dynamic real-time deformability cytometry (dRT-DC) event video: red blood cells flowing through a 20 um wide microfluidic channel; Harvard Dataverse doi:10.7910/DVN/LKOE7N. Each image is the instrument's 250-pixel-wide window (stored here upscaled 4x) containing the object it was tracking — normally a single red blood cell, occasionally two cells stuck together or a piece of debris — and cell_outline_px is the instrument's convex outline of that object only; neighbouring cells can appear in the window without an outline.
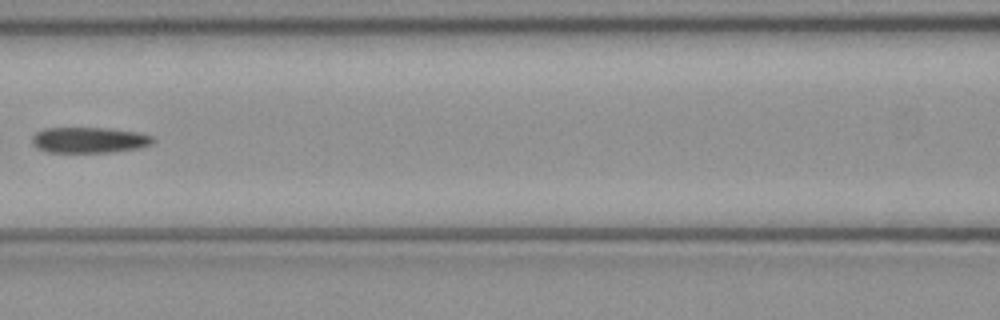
{"species": "common noctule bat (a hibernating species)", "species_latin": "Nyctalus noctula", "temperature_condition": "cold", "stored_images_in_passage": 8, "camera_frame_rate_fps": 3000, "um_per_image_px": 0.085, "animal": {"sex": "female", "body_mass_g": 21.9}, "frame": {"image": 1, "passage_image": 7, "time_ms": 2.0, "image_size_px": [1000, 320], "cell_outline_px": [[156, 140], [152, 144], [140, 148], [112, 152], [48, 152], [36, 148], [32, 144], [32, 136], [36, 132], [44, 128], [108, 128], [140, 132], [152, 136]], "centroid_in_image_um": [7.6, 11.9], "position_along_channel_um": 159.0, "area_um2": 18.38}}
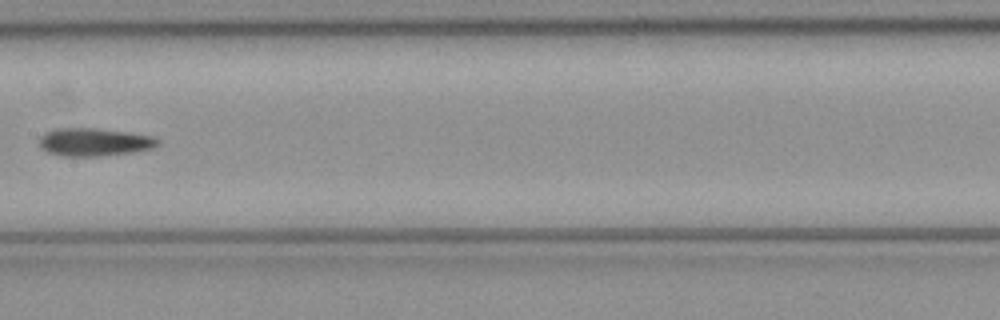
{"frame": {"image": 2, "passage_image": 8, "time_ms": 2.333, "image_size_px": [1000, 320], "cell_outline_px": [[160, 144], [152, 148], [136, 152], [96, 156], [64, 156], [48, 152], [40, 148], [40, 136], [44, 132], [56, 128], [96, 128], [128, 132], [156, 136], [160, 140]], "centroid_in_image_um": [8.04, 12.07], "position_along_channel_um": 199.4, "area_um2": 19.54}}